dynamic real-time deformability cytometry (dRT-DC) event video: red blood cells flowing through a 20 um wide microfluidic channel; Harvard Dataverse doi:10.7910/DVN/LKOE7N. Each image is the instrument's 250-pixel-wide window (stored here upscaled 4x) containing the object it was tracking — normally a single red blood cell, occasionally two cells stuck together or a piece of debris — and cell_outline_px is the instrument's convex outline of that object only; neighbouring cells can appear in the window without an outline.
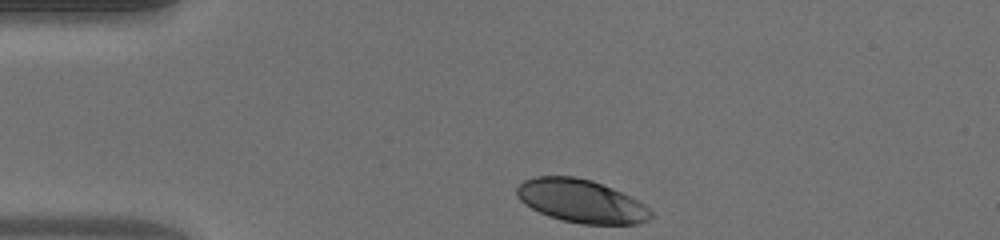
{"species": "human", "species_latin": "Homo sapiens", "temperature_condition": "warm", "stored_images_in_passage": 33, "camera_frame_rate_fps": 3000, "um_per_image_px": 0.085, "donor": {"sex": "male"}, "frame": {"image": 1, "passage_image": 1, "time_ms": 0.0, "image_size_px": [1000, 240], "cell_outline_px": [[652, 216], [648, 220], [636, 224], [580, 224], [548, 216], [524, 204], [516, 196], [516, 184], [524, 180], [536, 176], [576, 176], [592, 180], [612, 188], [644, 204], [652, 212]], "centroid_in_image_um": [49.36, 17.08], "position_along_channel_um": 35.6, "area_um2": 33.7}}
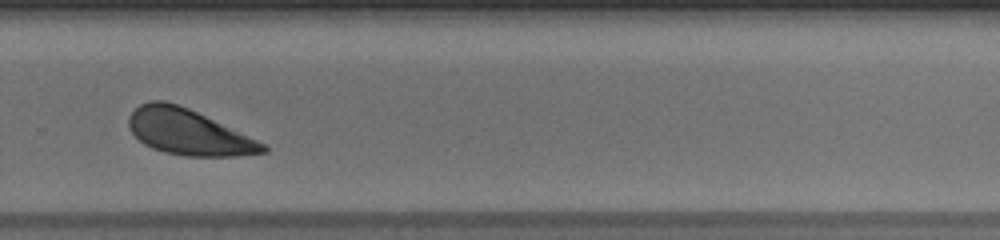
{"frame": {"image": 2, "passage_image": 25, "time_ms": 8.0, "image_size_px": [1000, 240], "cell_outline_px": [[268, 152], [240, 156], [184, 156], [164, 152], [152, 148], [144, 144], [132, 132], [128, 124], [128, 116], [140, 104], [152, 100], [164, 100], [188, 108], [256, 140], [264, 144], [268, 148]], "centroid_in_image_um": [15.98, 11.24], "position_along_channel_um": 313.8, "area_um2": 35.2}}
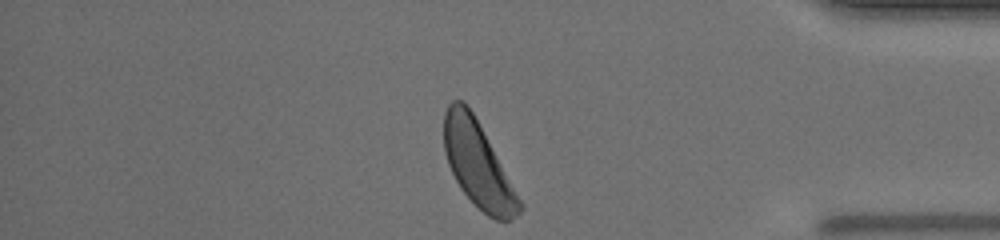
{"frame": {"image": 3, "passage_image": 33, "time_ms": 10.667, "image_size_px": [1000, 240], "cell_outline_px": [[524, 208], [516, 216], [508, 220], [496, 220], [488, 216], [460, 188], [448, 164], [444, 152], [444, 112], [448, 104], [452, 100], [464, 100], [472, 112], [524, 204]], "centroid_in_image_um": [40.62, 13.98], "position_along_channel_um": 394.6, "area_um2": 36.99}, "authors_computed_cell_mechanics": {"area_um2": 35.2002, "velocity_mm_per_s": 4.0235, "shape_relaxation_time_tau1_ms": 1.6013, "shape_relaxation_time_tau2_ms": null, "deformation_change_tau1": 0.1021, "deformation_change_tau2": null}}